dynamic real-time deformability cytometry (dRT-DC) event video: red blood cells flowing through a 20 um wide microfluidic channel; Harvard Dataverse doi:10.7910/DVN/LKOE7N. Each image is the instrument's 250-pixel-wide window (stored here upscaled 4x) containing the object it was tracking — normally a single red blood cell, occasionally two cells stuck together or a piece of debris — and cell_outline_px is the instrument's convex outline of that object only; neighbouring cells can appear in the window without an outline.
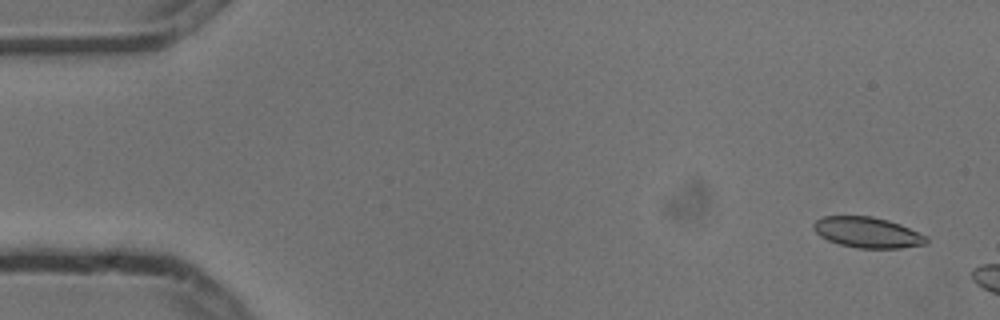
{"species": "common noctule bat (a hibernating species)", "species_latin": "Nyctalus noctula", "temperature_condition": "cold", "stored_images_in_passage": 3, "camera_frame_rate_fps": 3000, "um_per_image_px": 0.085, "animal": {"sex": "male", "body_mass_g": 13.3}, "frame": {"image": 1, "passage_image": 1, "time_ms": 0.0, "image_size_px": [1000, 320], "cell_outline_px": [[928, 244], [900, 248], [856, 248], [840, 244], [828, 240], [820, 236], [812, 228], [812, 224], [816, 220], [824, 216], [872, 216], [888, 220], [900, 224], [928, 236]], "centroid_in_image_um": [73.75, 19.76], "position_along_channel_um": 11.3, "area_um2": 20.29}}